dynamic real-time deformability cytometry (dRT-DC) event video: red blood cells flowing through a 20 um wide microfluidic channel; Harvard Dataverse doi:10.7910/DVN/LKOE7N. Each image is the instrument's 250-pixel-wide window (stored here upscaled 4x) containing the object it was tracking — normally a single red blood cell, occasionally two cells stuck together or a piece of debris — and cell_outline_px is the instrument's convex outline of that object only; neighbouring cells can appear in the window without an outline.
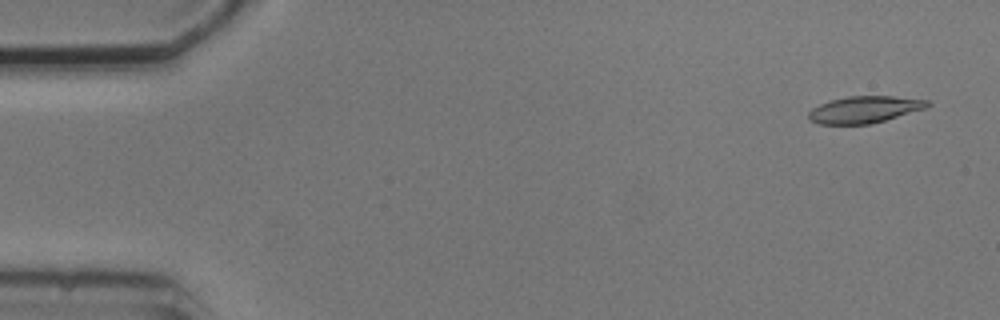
{"species": "common noctule bat (a hibernating species)", "species_latin": "Nyctalus noctula", "temperature_condition": "cold", "stored_images_in_passage": 5, "camera_frame_rate_fps": 3000, "um_per_image_px": 0.085, "animal": {"sex": "male", "body_mass_g": 20.5, "forearm_length_mm": 52.5}, "frame": {"image": 1, "passage_image": 1, "time_ms": 0.0, "image_size_px": [1000, 320], "cell_outline_px": [[932, 104], [928, 108], [872, 124], [820, 124], [808, 120], [808, 112], [812, 108], [828, 100], [848, 96], [892, 96], [928, 100]], "centroid_in_image_um": [73.49, 9.31], "position_along_channel_um": 11.5, "area_um2": 18.84}}
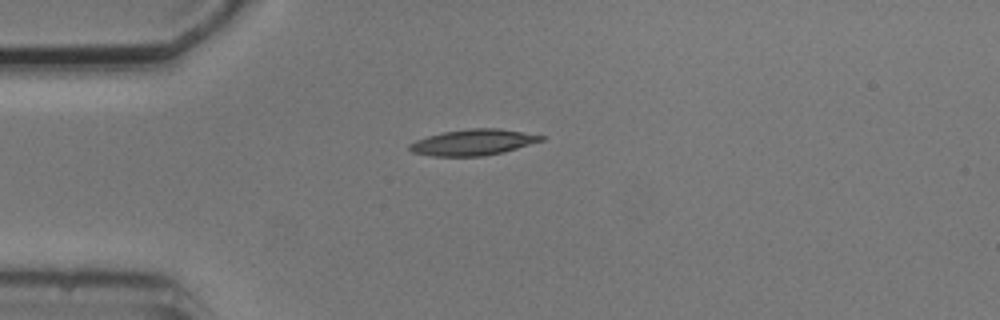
{"frame": {"image": 2, "passage_image": 4, "time_ms": 3.667, "image_size_px": [1000, 320], "cell_outline_px": [[548, 136], [544, 140], [504, 152], [484, 156], [432, 156], [412, 152], [408, 148], [408, 144], [416, 140], [428, 136], [444, 132], [468, 128], [500, 128]], "centroid_in_image_um": [40.25, 12.09], "position_along_channel_um": 44.8, "area_um2": 20.06}}